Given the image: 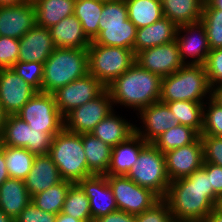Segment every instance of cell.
Instances as JSON below:
<instances>
[{
	"label": "cell",
	"instance_id": "obj_12",
	"mask_svg": "<svg viewBox=\"0 0 222 222\" xmlns=\"http://www.w3.org/2000/svg\"><path fill=\"white\" fill-rule=\"evenodd\" d=\"M106 90V87L95 77L87 74L74 80L53 93L57 108L64 117L80 105L95 99Z\"/></svg>",
	"mask_w": 222,
	"mask_h": 222
},
{
	"label": "cell",
	"instance_id": "obj_57",
	"mask_svg": "<svg viewBox=\"0 0 222 222\" xmlns=\"http://www.w3.org/2000/svg\"><path fill=\"white\" fill-rule=\"evenodd\" d=\"M38 0H25V2H28V3H31V4H34L36 3Z\"/></svg>",
	"mask_w": 222,
	"mask_h": 222
},
{
	"label": "cell",
	"instance_id": "obj_23",
	"mask_svg": "<svg viewBox=\"0 0 222 222\" xmlns=\"http://www.w3.org/2000/svg\"><path fill=\"white\" fill-rule=\"evenodd\" d=\"M55 47L87 49L92 42L84 33L81 22L72 14L49 28Z\"/></svg>",
	"mask_w": 222,
	"mask_h": 222
},
{
	"label": "cell",
	"instance_id": "obj_16",
	"mask_svg": "<svg viewBox=\"0 0 222 222\" xmlns=\"http://www.w3.org/2000/svg\"><path fill=\"white\" fill-rule=\"evenodd\" d=\"M164 154L170 182L190 176L194 171L201 169L204 163L200 136L193 143Z\"/></svg>",
	"mask_w": 222,
	"mask_h": 222
},
{
	"label": "cell",
	"instance_id": "obj_55",
	"mask_svg": "<svg viewBox=\"0 0 222 222\" xmlns=\"http://www.w3.org/2000/svg\"><path fill=\"white\" fill-rule=\"evenodd\" d=\"M0 222H15V220L9 216H7L1 209H0Z\"/></svg>",
	"mask_w": 222,
	"mask_h": 222
},
{
	"label": "cell",
	"instance_id": "obj_38",
	"mask_svg": "<svg viewBox=\"0 0 222 222\" xmlns=\"http://www.w3.org/2000/svg\"><path fill=\"white\" fill-rule=\"evenodd\" d=\"M201 22L207 32L210 50L222 48V10L205 1Z\"/></svg>",
	"mask_w": 222,
	"mask_h": 222
},
{
	"label": "cell",
	"instance_id": "obj_25",
	"mask_svg": "<svg viewBox=\"0 0 222 222\" xmlns=\"http://www.w3.org/2000/svg\"><path fill=\"white\" fill-rule=\"evenodd\" d=\"M31 201L25 180L8 178L0 186V209L14 220Z\"/></svg>",
	"mask_w": 222,
	"mask_h": 222
},
{
	"label": "cell",
	"instance_id": "obj_42",
	"mask_svg": "<svg viewBox=\"0 0 222 222\" xmlns=\"http://www.w3.org/2000/svg\"><path fill=\"white\" fill-rule=\"evenodd\" d=\"M19 51V39L0 36V69L15 65L18 62Z\"/></svg>",
	"mask_w": 222,
	"mask_h": 222
},
{
	"label": "cell",
	"instance_id": "obj_2",
	"mask_svg": "<svg viewBox=\"0 0 222 222\" xmlns=\"http://www.w3.org/2000/svg\"><path fill=\"white\" fill-rule=\"evenodd\" d=\"M162 78L141 68L136 62L117 77L106 89L113 104H120L134 111L158 102L161 95Z\"/></svg>",
	"mask_w": 222,
	"mask_h": 222
},
{
	"label": "cell",
	"instance_id": "obj_21",
	"mask_svg": "<svg viewBox=\"0 0 222 222\" xmlns=\"http://www.w3.org/2000/svg\"><path fill=\"white\" fill-rule=\"evenodd\" d=\"M62 181L58 167L53 162L51 156L45 154L35 156L32 169L25 179V185L32 197Z\"/></svg>",
	"mask_w": 222,
	"mask_h": 222
},
{
	"label": "cell",
	"instance_id": "obj_1",
	"mask_svg": "<svg viewBox=\"0 0 222 222\" xmlns=\"http://www.w3.org/2000/svg\"><path fill=\"white\" fill-rule=\"evenodd\" d=\"M163 200L175 222H205L213 208L222 204L210 187V176L202 168L171 181Z\"/></svg>",
	"mask_w": 222,
	"mask_h": 222
},
{
	"label": "cell",
	"instance_id": "obj_5",
	"mask_svg": "<svg viewBox=\"0 0 222 222\" xmlns=\"http://www.w3.org/2000/svg\"><path fill=\"white\" fill-rule=\"evenodd\" d=\"M49 155L63 180L78 183L92 176L88 170L81 134L63 128L52 138Z\"/></svg>",
	"mask_w": 222,
	"mask_h": 222
},
{
	"label": "cell",
	"instance_id": "obj_24",
	"mask_svg": "<svg viewBox=\"0 0 222 222\" xmlns=\"http://www.w3.org/2000/svg\"><path fill=\"white\" fill-rule=\"evenodd\" d=\"M177 28L178 26L174 22L164 16L151 25L138 28L134 42V54L174 41Z\"/></svg>",
	"mask_w": 222,
	"mask_h": 222
},
{
	"label": "cell",
	"instance_id": "obj_35",
	"mask_svg": "<svg viewBox=\"0 0 222 222\" xmlns=\"http://www.w3.org/2000/svg\"><path fill=\"white\" fill-rule=\"evenodd\" d=\"M61 212L84 222L93 221L89 198L78 183L69 186Z\"/></svg>",
	"mask_w": 222,
	"mask_h": 222
},
{
	"label": "cell",
	"instance_id": "obj_17",
	"mask_svg": "<svg viewBox=\"0 0 222 222\" xmlns=\"http://www.w3.org/2000/svg\"><path fill=\"white\" fill-rule=\"evenodd\" d=\"M137 116L141 117L143 127H135V132L147 143H152L162 133L178 125L168 105L160 101L141 109Z\"/></svg>",
	"mask_w": 222,
	"mask_h": 222
},
{
	"label": "cell",
	"instance_id": "obj_30",
	"mask_svg": "<svg viewBox=\"0 0 222 222\" xmlns=\"http://www.w3.org/2000/svg\"><path fill=\"white\" fill-rule=\"evenodd\" d=\"M36 24L44 28L56 25L60 20L74 14V0H38L34 3Z\"/></svg>",
	"mask_w": 222,
	"mask_h": 222
},
{
	"label": "cell",
	"instance_id": "obj_56",
	"mask_svg": "<svg viewBox=\"0 0 222 222\" xmlns=\"http://www.w3.org/2000/svg\"><path fill=\"white\" fill-rule=\"evenodd\" d=\"M208 1L214 8L222 10V0H206Z\"/></svg>",
	"mask_w": 222,
	"mask_h": 222
},
{
	"label": "cell",
	"instance_id": "obj_4",
	"mask_svg": "<svg viewBox=\"0 0 222 222\" xmlns=\"http://www.w3.org/2000/svg\"><path fill=\"white\" fill-rule=\"evenodd\" d=\"M87 74V49L55 47L44 62L42 92L53 94L59 88Z\"/></svg>",
	"mask_w": 222,
	"mask_h": 222
},
{
	"label": "cell",
	"instance_id": "obj_3",
	"mask_svg": "<svg viewBox=\"0 0 222 222\" xmlns=\"http://www.w3.org/2000/svg\"><path fill=\"white\" fill-rule=\"evenodd\" d=\"M206 98H211V86L204 65L184 64L175 73L162 78L160 102L205 103Z\"/></svg>",
	"mask_w": 222,
	"mask_h": 222
},
{
	"label": "cell",
	"instance_id": "obj_41",
	"mask_svg": "<svg viewBox=\"0 0 222 222\" xmlns=\"http://www.w3.org/2000/svg\"><path fill=\"white\" fill-rule=\"evenodd\" d=\"M128 19L125 0H104L99 25L123 24Z\"/></svg>",
	"mask_w": 222,
	"mask_h": 222
},
{
	"label": "cell",
	"instance_id": "obj_15",
	"mask_svg": "<svg viewBox=\"0 0 222 222\" xmlns=\"http://www.w3.org/2000/svg\"><path fill=\"white\" fill-rule=\"evenodd\" d=\"M36 93L12 68L0 69V104L8 115H17Z\"/></svg>",
	"mask_w": 222,
	"mask_h": 222
},
{
	"label": "cell",
	"instance_id": "obj_34",
	"mask_svg": "<svg viewBox=\"0 0 222 222\" xmlns=\"http://www.w3.org/2000/svg\"><path fill=\"white\" fill-rule=\"evenodd\" d=\"M5 164L10 178L25 180L32 169L35 156L26 148L4 146Z\"/></svg>",
	"mask_w": 222,
	"mask_h": 222
},
{
	"label": "cell",
	"instance_id": "obj_49",
	"mask_svg": "<svg viewBox=\"0 0 222 222\" xmlns=\"http://www.w3.org/2000/svg\"><path fill=\"white\" fill-rule=\"evenodd\" d=\"M8 178H10V176L5 164L3 144L0 142V186Z\"/></svg>",
	"mask_w": 222,
	"mask_h": 222
},
{
	"label": "cell",
	"instance_id": "obj_28",
	"mask_svg": "<svg viewBox=\"0 0 222 222\" xmlns=\"http://www.w3.org/2000/svg\"><path fill=\"white\" fill-rule=\"evenodd\" d=\"M206 0H161L163 16L177 26L201 20Z\"/></svg>",
	"mask_w": 222,
	"mask_h": 222
},
{
	"label": "cell",
	"instance_id": "obj_7",
	"mask_svg": "<svg viewBox=\"0 0 222 222\" xmlns=\"http://www.w3.org/2000/svg\"><path fill=\"white\" fill-rule=\"evenodd\" d=\"M126 176L163 199L170 184L166 171L165 154L152 143H148L140 151L136 163Z\"/></svg>",
	"mask_w": 222,
	"mask_h": 222
},
{
	"label": "cell",
	"instance_id": "obj_40",
	"mask_svg": "<svg viewBox=\"0 0 222 222\" xmlns=\"http://www.w3.org/2000/svg\"><path fill=\"white\" fill-rule=\"evenodd\" d=\"M11 68L38 92H42L44 63L18 61Z\"/></svg>",
	"mask_w": 222,
	"mask_h": 222
},
{
	"label": "cell",
	"instance_id": "obj_45",
	"mask_svg": "<svg viewBox=\"0 0 222 222\" xmlns=\"http://www.w3.org/2000/svg\"><path fill=\"white\" fill-rule=\"evenodd\" d=\"M204 68L211 87L222 84V48L210 50Z\"/></svg>",
	"mask_w": 222,
	"mask_h": 222
},
{
	"label": "cell",
	"instance_id": "obj_6",
	"mask_svg": "<svg viewBox=\"0 0 222 222\" xmlns=\"http://www.w3.org/2000/svg\"><path fill=\"white\" fill-rule=\"evenodd\" d=\"M88 74L108 87L135 63L133 50L90 44L87 48Z\"/></svg>",
	"mask_w": 222,
	"mask_h": 222
},
{
	"label": "cell",
	"instance_id": "obj_43",
	"mask_svg": "<svg viewBox=\"0 0 222 222\" xmlns=\"http://www.w3.org/2000/svg\"><path fill=\"white\" fill-rule=\"evenodd\" d=\"M136 222H175L168 204L160 199L150 209L135 215Z\"/></svg>",
	"mask_w": 222,
	"mask_h": 222
},
{
	"label": "cell",
	"instance_id": "obj_39",
	"mask_svg": "<svg viewBox=\"0 0 222 222\" xmlns=\"http://www.w3.org/2000/svg\"><path fill=\"white\" fill-rule=\"evenodd\" d=\"M200 135L222 137V107L211 98L206 100L203 106L202 129Z\"/></svg>",
	"mask_w": 222,
	"mask_h": 222
},
{
	"label": "cell",
	"instance_id": "obj_37",
	"mask_svg": "<svg viewBox=\"0 0 222 222\" xmlns=\"http://www.w3.org/2000/svg\"><path fill=\"white\" fill-rule=\"evenodd\" d=\"M71 184L72 182L63 180L55 186L32 196V202L43 211L58 214L62 211L65 197Z\"/></svg>",
	"mask_w": 222,
	"mask_h": 222
},
{
	"label": "cell",
	"instance_id": "obj_47",
	"mask_svg": "<svg viewBox=\"0 0 222 222\" xmlns=\"http://www.w3.org/2000/svg\"><path fill=\"white\" fill-rule=\"evenodd\" d=\"M202 169L210 176V187L222 199V167L212 163H203Z\"/></svg>",
	"mask_w": 222,
	"mask_h": 222
},
{
	"label": "cell",
	"instance_id": "obj_36",
	"mask_svg": "<svg viewBox=\"0 0 222 222\" xmlns=\"http://www.w3.org/2000/svg\"><path fill=\"white\" fill-rule=\"evenodd\" d=\"M163 103L168 105L178 124L190 126L201 134L204 103L193 101Z\"/></svg>",
	"mask_w": 222,
	"mask_h": 222
},
{
	"label": "cell",
	"instance_id": "obj_44",
	"mask_svg": "<svg viewBox=\"0 0 222 222\" xmlns=\"http://www.w3.org/2000/svg\"><path fill=\"white\" fill-rule=\"evenodd\" d=\"M203 146L204 163H212L222 167V137L200 135Z\"/></svg>",
	"mask_w": 222,
	"mask_h": 222
},
{
	"label": "cell",
	"instance_id": "obj_48",
	"mask_svg": "<svg viewBox=\"0 0 222 222\" xmlns=\"http://www.w3.org/2000/svg\"><path fill=\"white\" fill-rule=\"evenodd\" d=\"M92 222H136L135 215L128 214L122 210H115L112 213L94 219Z\"/></svg>",
	"mask_w": 222,
	"mask_h": 222
},
{
	"label": "cell",
	"instance_id": "obj_13",
	"mask_svg": "<svg viewBox=\"0 0 222 222\" xmlns=\"http://www.w3.org/2000/svg\"><path fill=\"white\" fill-rule=\"evenodd\" d=\"M175 41L178 45L179 56L184 64H205L210 47L207 32L201 20L178 26ZM188 57L192 59L189 61Z\"/></svg>",
	"mask_w": 222,
	"mask_h": 222
},
{
	"label": "cell",
	"instance_id": "obj_29",
	"mask_svg": "<svg viewBox=\"0 0 222 222\" xmlns=\"http://www.w3.org/2000/svg\"><path fill=\"white\" fill-rule=\"evenodd\" d=\"M88 170L92 175H106L112 147L91 133L81 134Z\"/></svg>",
	"mask_w": 222,
	"mask_h": 222
},
{
	"label": "cell",
	"instance_id": "obj_18",
	"mask_svg": "<svg viewBox=\"0 0 222 222\" xmlns=\"http://www.w3.org/2000/svg\"><path fill=\"white\" fill-rule=\"evenodd\" d=\"M35 25L34 4L24 2L16 6H0V36L20 39Z\"/></svg>",
	"mask_w": 222,
	"mask_h": 222
},
{
	"label": "cell",
	"instance_id": "obj_33",
	"mask_svg": "<svg viewBox=\"0 0 222 222\" xmlns=\"http://www.w3.org/2000/svg\"><path fill=\"white\" fill-rule=\"evenodd\" d=\"M199 136L192 127L178 124L158 136L152 144L164 154L193 143Z\"/></svg>",
	"mask_w": 222,
	"mask_h": 222
},
{
	"label": "cell",
	"instance_id": "obj_51",
	"mask_svg": "<svg viewBox=\"0 0 222 222\" xmlns=\"http://www.w3.org/2000/svg\"><path fill=\"white\" fill-rule=\"evenodd\" d=\"M211 99L222 107V84L211 87Z\"/></svg>",
	"mask_w": 222,
	"mask_h": 222
},
{
	"label": "cell",
	"instance_id": "obj_54",
	"mask_svg": "<svg viewBox=\"0 0 222 222\" xmlns=\"http://www.w3.org/2000/svg\"><path fill=\"white\" fill-rule=\"evenodd\" d=\"M24 2L25 0H0V6H16Z\"/></svg>",
	"mask_w": 222,
	"mask_h": 222
},
{
	"label": "cell",
	"instance_id": "obj_8",
	"mask_svg": "<svg viewBox=\"0 0 222 222\" xmlns=\"http://www.w3.org/2000/svg\"><path fill=\"white\" fill-rule=\"evenodd\" d=\"M56 134L33 129L17 115H8L0 142L4 146L26 148L34 156H39L49 154Z\"/></svg>",
	"mask_w": 222,
	"mask_h": 222
},
{
	"label": "cell",
	"instance_id": "obj_19",
	"mask_svg": "<svg viewBox=\"0 0 222 222\" xmlns=\"http://www.w3.org/2000/svg\"><path fill=\"white\" fill-rule=\"evenodd\" d=\"M78 184L89 198L93 220L118 210L106 175H92L80 180Z\"/></svg>",
	"mask_w": 222,
	"mask_h": 222
},
{
	"label": "cell",
	"instance_id": "obj_50",
	"mask_svg": "<svg viewBox=\"0 0 222 222\" xmlns=\"http://www.w3.org/2000/svg\"><path fill=\"white\" fill-rule=\"evenodd\" d=\"M205 222H222V204L213 208Z\"/></svg>",
	"mask_w": 222,
	"mask_h": 222
},
{
	"label": "cell",
	"instance_id": "obj_20",
	"mask_svg": "<svg viewBox=\"0 0 222 222\" xmlns=\"http://www.w3.org/2000/svg\"><path fill=\"white\" fill-rule=\"evenodd\" d=\"M19 42L18 61L44 63L55 49L49 28L37 24Z\"/></svg>",
	"mask_w": 222,
	"mask_h": 222
},
{
	"label": "cell",
	"instance_id": "obj_27",
	"mask_svg": "<svg viewBox=\"0 0 222 222\" xmlns=\"http://www.w3.org/2000/svg\"><path fill=\"white\" fill-rule=\"evenodd\" d=\"M137 27L129 20L123 24L99 25V34L90 44L122 47L134 52Z\"/></svg>",
	"mask_w": 222,
	"mask_h": 222
},
{
	"label": "cell",
	"instance_id": "obj_10",
	"mask_svg": "<svg viewBox=\"0 0 222 222\" xmlns=\"http://www.w3.org/2000/svg\"><path fill=\"white\" fill-rule=\"evenodd\" d=\"M106 177L118 210L137 215L160 200L150 189L139 186L126 175Z\"/></svg>",
	"mask_w": 222,
	"mask_h": 222
},
{
	"label": "cell",
	"instance_id": "obj_31",
	"mask_svg": "<svg viewBox=\"0 0 222 222\" xmlns=\"http://www.w3.org/2000/svg\"><path fill=\"white\" fill-rule=\"evenodd\" d=\"M128 19L138 28L155 23L163 17L161 0H125Z\"/></svg>",
	"mask_w": 222,
	"mask_h": 222
},
{
	"label": "cell",
	"instance_id": "obj_9",
	"mask_svg": "<svg viewBox=\"0 0 222 222\" xmlns=\"http://www.w3.org/2000/svg\"><path fill=\"white\" fill-rule=\"evenodd\" d=\"M29 127L45 133H59L64 128V117L57 108L53 94L36 93L17 113Z\"/></svg>",
	"mask_w": 222,
	"mask_h": 222
},
{
	"label": "cell",
	"instance_id": "obj_32",
	"mask_svg": "<svg viewBox=\"0 0 222 222\" xmlns=\"http://www.w3.org/2000/svg\"><path fill=\"white\" fill-rule=\"evenodd\" d=\"M104 0L75 1L74 15L81 22L86 36L93 41L99 34V20Z\"/></svg>",
	"mask_w": 222,
	"mask_h": 222
},
{
	"label": "cell",
	"instance_id": "obj_26",
	"mask_svg": "<svg viewBox=\"0 0 222 222\" xmlns=\"http://www.w3.org/2000/svg\"><path fill=\"white\" fill-rule=\"evenodd\" d=\"M115 113V111L111 112L91 132V134L111 147H115L133 135L137 126Z\"/></svg>",
	"mask_w": 222,
	"mask_h": 222
},
{
	"label": "cell",
	"instance_id": "obj_22",
	"mask_svg": "<svg viewBox=\"0 0 222 222\" xmlns=\"http://www.w3.org/2000/svg\"><path fill=\"white\" fill-rule=\"evenodd\" d=\"M136 132L120 144L112 147L106 176L127 175L136 163L140 151L147 145Z\"/></svg>",
	"mask_w": 222,
	"mask_h": 222
},
{
	"label": "cell",
	"instance_id": "obj_46",
	"mask_svg": "<svg viewBox=\"0 0 222 222\" xmlns=\"http://www.w3.org/2000/svg\"><path fill=\"white\" fill-rule=\"evenodd\" d=\"M57 214L41 210L31 201L15 219V222H55Z\"/></svg>",
	"mask_w": 222,
	"mask_h": 222
},
{
	"label": "cell",
	"instance_id": "obj_52",
	"mask_svg": "<svg viewBox=\"0 0 222 222\" xmlns=\"http://www.w3.org/2000/svg\"><path fill=\"white\" fill-rule=\"evenodd\" d=\"M55 222H84V221L73 218L70 215H66V214L60 212L57 214V218H56Z\"/></svg>",
	"mask_w": 222,
	"mask_h": 222
},
{
	"label": "cell",
	"instance_id": "obj_53",
	"mask_svg": "<svg viewBox=\"0 0 222 222\" xmlns=\"http://www.w3.org/2000/svg\"><path fill=\"white\" fill-rule=\"evenodd\" d=\"M8 114L5 112L4 108L0 104V137L3 132L4 125L6 123Z\"/></svg>",
	"mask_w": 222,
	"mask_h": 222
},
{
	"label": "cell",
	"instance_id": "obj_14",
	"mask_svg": "<svg viewBox=\"0 0 222 222\" xmlns=\"http://www.w3.org/2000/svg\"><path fill=\"white\" fill-rule=\"evenodd\" d=\"M135 62L161 78L175 73L184 65L175 40L137 52Z\"/></svg>",
	"mask_w": 222,
	"mask_h": 222
},
{
	"label": "cell",
	"instance_id": "obj_11",
	"mask_svg": "<svg viewBox=\"0 0 222 222\" xmlns=\"http://www.w3.org/2000/svg\"><path fill=\"white\" fill-rule=\"evenodd\" d=\"M114 104L106 89L95 99L80 105L64 116V129L78 134L91 133L95 126L114 111Z\"/></svg>",
	"mask_w": 222,
	"mask_h": 222
}]
</instances>
